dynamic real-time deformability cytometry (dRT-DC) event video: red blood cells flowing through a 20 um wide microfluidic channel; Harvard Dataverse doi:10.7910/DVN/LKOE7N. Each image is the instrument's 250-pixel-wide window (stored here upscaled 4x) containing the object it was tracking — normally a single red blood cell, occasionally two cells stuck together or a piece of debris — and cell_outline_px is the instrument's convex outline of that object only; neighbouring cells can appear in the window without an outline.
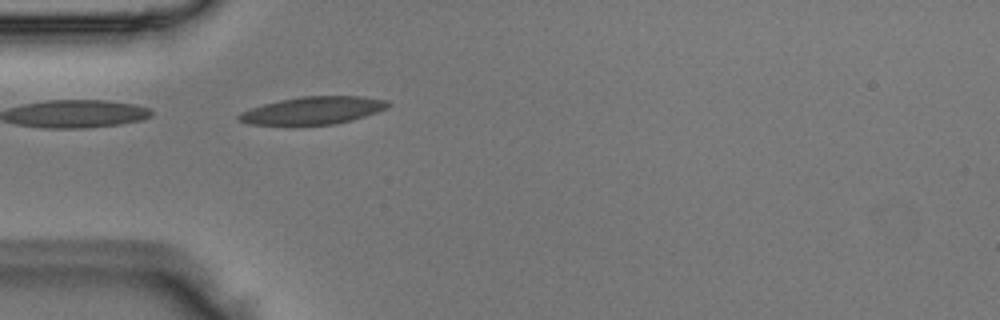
{"species": "Egyptian fruit bat (a non-hibernating species)", "species_latin": "Rousettus aegyptiacus", "temperature_condition": "room temperature", "stored_images_in_passage": 36, "camera_frame_rate_fps": 3000, "um_per_image_px": 0.085, "animal": {"sex": "male"}, "frame": {"image": 1, "passage_image": 1, "time_ms": 0.0, "image_size_px": [1000, 320], "cell_outline_px": [[392, 104], [388, 108], [352, 120], [332, 124], [292, 128], [248, 124], [236, 120], [236, 116], [240, 112], [264, 104], [280, 100], [300, 96], [364, 96], [388, 100]], "centroid_in_image_um": [26.53, 9.43], "position_along_channel_um": 58.5, "area_um2": 25.09}}
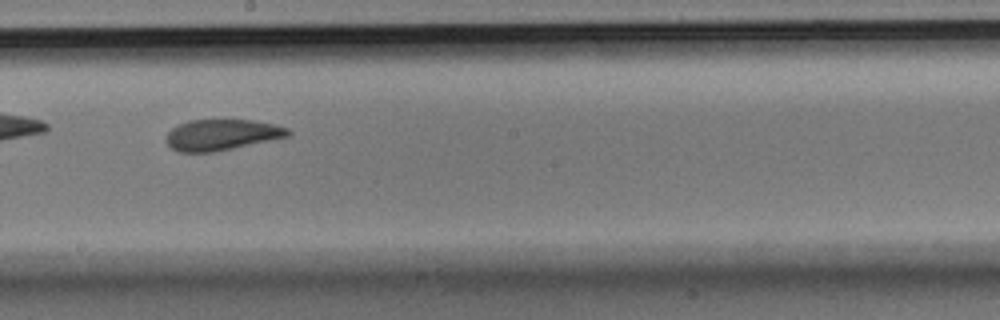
{"frame": {"image": 2, "passage_image": 14, "time_ms": 4.333, "image_size_px": [1000, 320], "cell_outline_px": [[292, 132], [288, 136], [272, 140], [216, 152], [180, 152], [172, 148], [164, 140], [168, 132], [172, 128], [188, 120], [252, 120], [272, 124], [288, 128]], "centroid_in_image_um": [18.84, 11.46], "position_along_channel_um": 229.4, "area_um2": 21.96}}
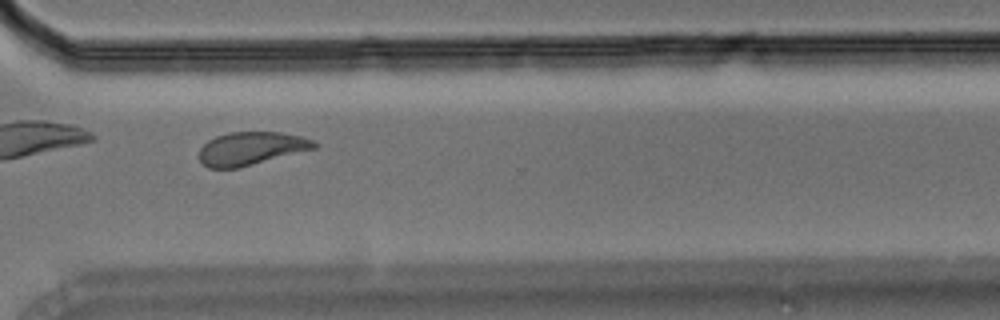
{"frame": {"image": 3, "passage_image": 23, "time_ms": 7.333, "image_size_px": [1000, 320], "cell_outline_px": [[316, 148], [236, 168], [208, 168], [200, 160], [200, 148], [208, 140], [216, 136], [228, 132], [280, 132], [300, 136], [312, 140], [316, 144]], "centroid_in_image_um": [21.31, 12.61], "position_along_channel_um": 349.3, "area_um2": 21.85}}